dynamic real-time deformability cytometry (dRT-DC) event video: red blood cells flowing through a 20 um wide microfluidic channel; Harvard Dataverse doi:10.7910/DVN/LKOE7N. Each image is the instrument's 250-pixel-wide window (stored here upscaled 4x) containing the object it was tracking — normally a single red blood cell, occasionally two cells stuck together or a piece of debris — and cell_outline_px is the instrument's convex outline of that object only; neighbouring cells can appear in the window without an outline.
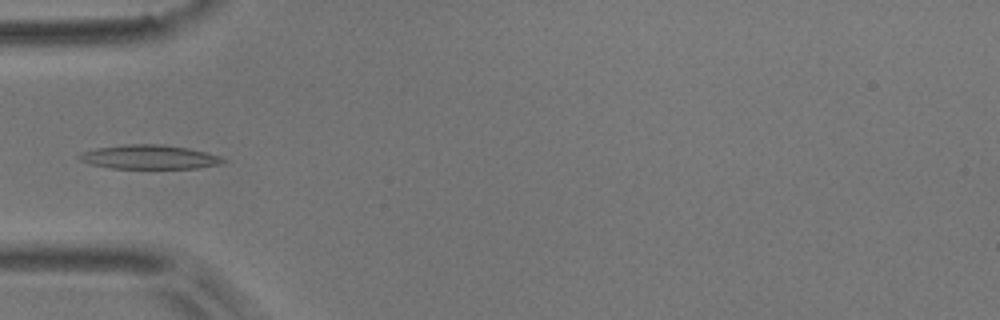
{"species": "common noctule bat (a hibernating species)", "species_latin": "Nyctalus noctula", "temperature_condition": "room temperature", "stored_images_in_passage": 5, "camera_frame_rate_fps": 3000, "um_per_image_px": 0.085, "animal": {"sex": "male", "body_mass_g": 17.9}, "frame": {"image": 1, "passage_image": 5, "time_ms": 1.333, "image_size_px": [1000, 320], "cell_outline_px": [[228, 160], [220, 164], [196, 168], [112, 168], [92, 164], [80, 160], [76, 156], [80, 152], [96, 148], [128, 144], [160, 144], [188, 148], [220, 156]], "centroid_in_image_um": [12.68, 13.34], "position_along_channel_um": 72.3, "area_um2": 20.06}}